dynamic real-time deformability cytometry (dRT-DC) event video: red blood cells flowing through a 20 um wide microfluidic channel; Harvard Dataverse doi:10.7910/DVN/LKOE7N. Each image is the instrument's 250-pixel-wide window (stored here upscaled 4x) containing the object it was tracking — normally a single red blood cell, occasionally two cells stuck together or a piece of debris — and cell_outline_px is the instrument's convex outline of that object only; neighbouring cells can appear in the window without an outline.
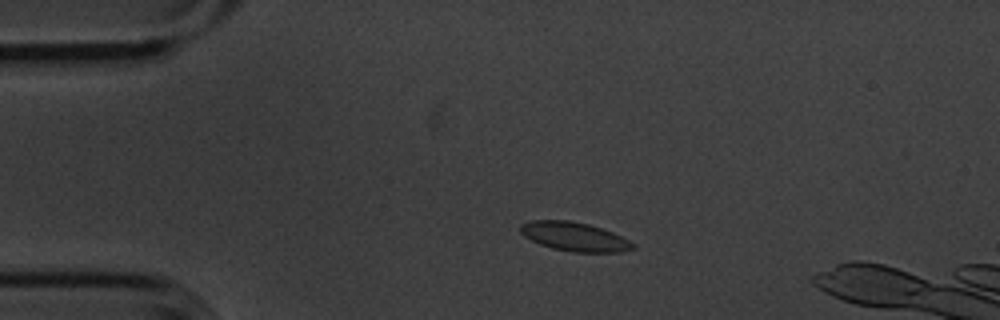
{"species": "common noctule bat (a hibernating species)", "species_latin": "Nyctalus noctula", "temperature_condition": "cold", "stored_images_in_passage": 46, "segment_of_instrument_passage": [1, 2], "camera_frame_rate_fps": 3000, "um_per_image_px": 0.085, "animal": {"sex": "male", "body_mass_g": 20.1, "forearm_length_mm": 53.5}, "frame": {"image": 1, "passage_image": 1, "time_ms": 0.0, "image_size_px": [1000, 320], "cell_outline_px": [[636, 248], [620, 252], [572, 252], [552, 248], [540, 244], [524, 236], [520, 232], [520, 224], [532, 220], [568, 220], [588, 224], [612, 232], [636, 244]], "centroid_in_image_um": [48.82, 20.12], "position_along_channel_um": 36.2, "area_um2": 18.9}}
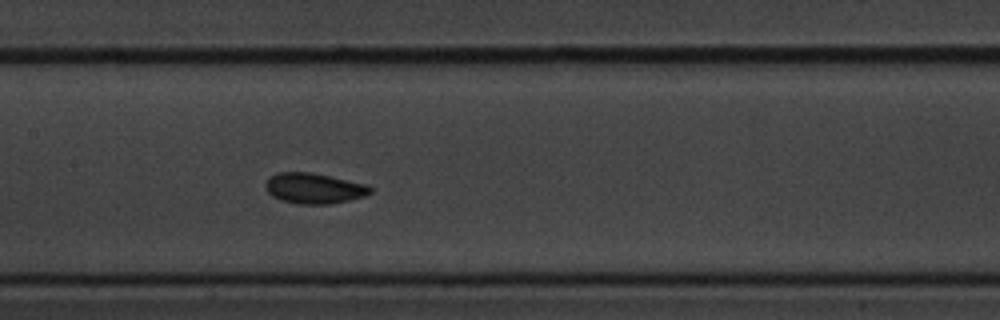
{"frame": {"image": 2, "passage_image": 16, "time_ms": 5.0, "image_size_px": [1000, 320], "cell_outline_px": [[372, 192], [364, 196], [348, 200], [328, 204], [296, 204], [280, 200], [272, 196], [264, 188], [264, 184], [272, 176], [280, 172], [308, 172], [368, 184], [372, 188]], "centroid_in_image_um": [26.68, 16.02], "position_along_channel_um": 180.7, "area_um2": 18.55}}
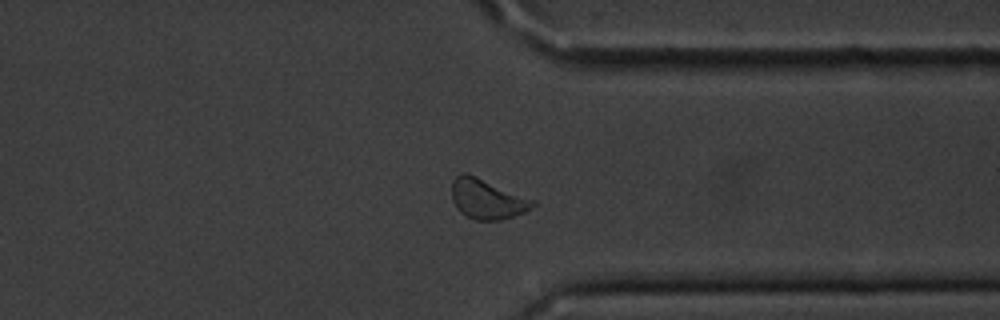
{"frame": {"image": 3, "passage_image": 32, "time_ms": 10.333, "image_size_px": [1000, 320], "cell_outline_px": [[536, 204], [524, 212], [500, 220], [476, 220], [464, 216], [456, 208], [452, 200], [452, 180], [460, 172], [468, 172], [536, 200]], "centroid_in_image_um": [41.38, 16.89], "position_along_channel_um": 370.0, "area_um2": 19.19}}